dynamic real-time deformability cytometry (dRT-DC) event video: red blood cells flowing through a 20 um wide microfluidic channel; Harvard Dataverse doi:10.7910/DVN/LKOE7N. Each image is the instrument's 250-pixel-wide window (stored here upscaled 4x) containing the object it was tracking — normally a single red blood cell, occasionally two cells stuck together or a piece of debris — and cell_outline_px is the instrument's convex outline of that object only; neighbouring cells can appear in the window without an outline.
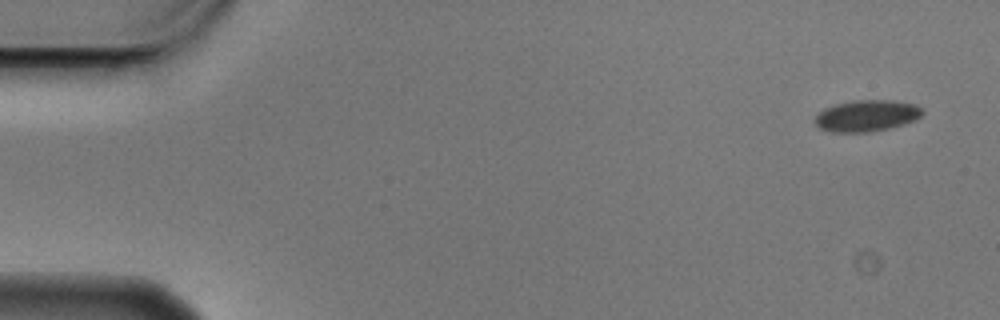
{"species": "Egyptian fruit bat (a non-hibernating species)", "species_latin": "Rousettus aegyptiacus", "temperature_condition": "cold", "stored_images_in_passage": 8, "camera_frame_rate_fps": 3000, "um_per_image_px": 0.085, "animal": {"sex": "male"}, "frame": {"image": 1, "passage_image": 1, "time_ms": 0.0, "image_size_px": [1000, 320], "cell_outline_px": [[924, 112], [916, 120], [904, 124], [888, 128], [868, 132], [832, 132], [820, 128], [816, 124], [816, 116], [824, 108], [836, 104], [856, 100], [892, 100], [916, 104], [924, 108]], "centroid_in_image_um": [73.72, 9.83], "position_along_channel_um": 11.3, "area_um2": 19.65}}
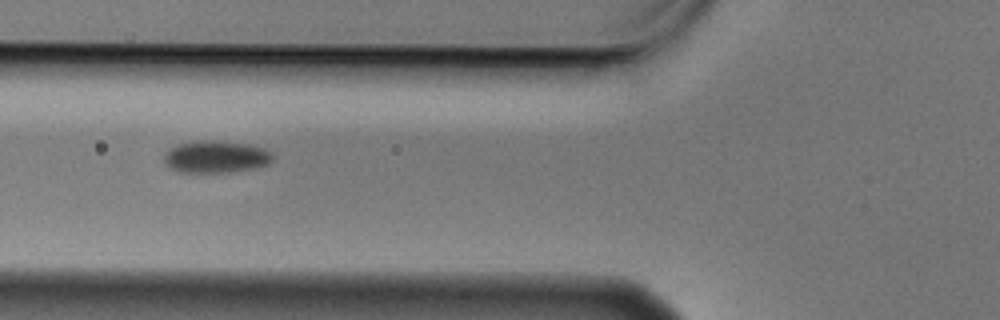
{"frame": {"image": 2, "passage_image": 6, "time_ms": 1.667, "image_size_px": [1000, 320], "cell_outline_px": [[272, 160], [268, 164], [256, 168], [228, 172], [180, 172], [164, 164], [164, 156], [176, 144], [200, 140], [212, 140], [248, 144], [264, 148], [272, 156]], "centroid_in_image_um": [18.34, 13.33], "position_along_channel_um": 107.5, "area_um2": 20.17}}
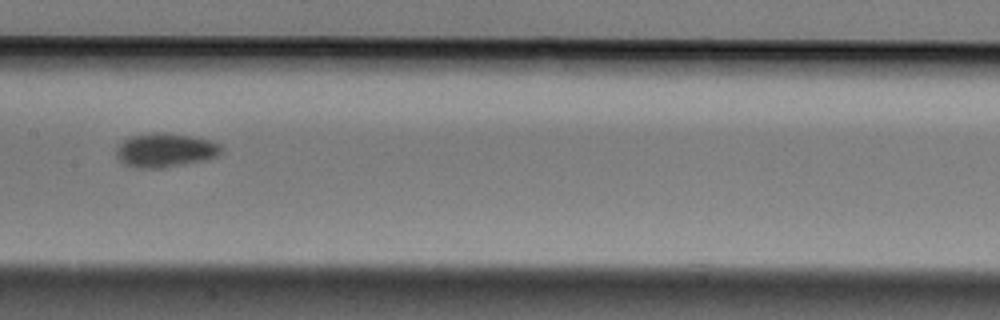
{"frame": {"image": 3, "passage_image": 8, "time_ms": 2.333, "image_size_px": [1000, 320], "cell_outline_px": [[224, 148], [216, 156], [204, 160], [164, 168], [136, 168], [124, 164], [116, 156], [116, 148], [124, 140], [132, 136], [188, 136], [208, 140], [220, 144]], "centroid_in_image_um": [14.05, 12.84], "position_along_channel_um": 193.4, "area_um2": 19.71}}